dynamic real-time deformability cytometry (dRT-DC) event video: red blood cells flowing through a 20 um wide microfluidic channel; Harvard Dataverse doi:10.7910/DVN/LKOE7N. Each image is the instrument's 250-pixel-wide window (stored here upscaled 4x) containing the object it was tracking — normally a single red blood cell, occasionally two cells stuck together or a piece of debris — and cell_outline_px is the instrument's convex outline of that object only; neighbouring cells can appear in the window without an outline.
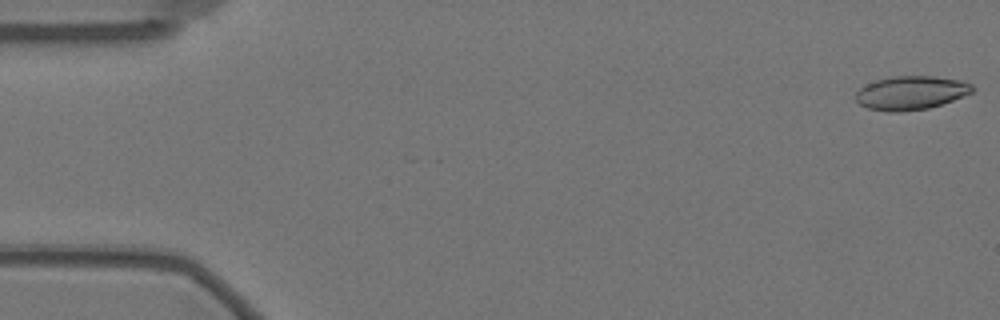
{"species": "Egyptian fruit bat (a non-hibernating species)", "species_latin": "Rousettus aegyptiacus", "temperature_condition": "warm", "stored_images_in_passage": 3, "camera_frame_rate_fps": 3000, "um_per_image_px": 0.085, "animal": {"sex": "female"}, "frame": {"image": 1, "passage_image": 1, "time_ms": 0.0, "image_size_px": [1000, 320], "cell_outline_px": [[976, 88], [972, 92], [964, 96], [928, 108], [900, 112], [888, 112], [868, 108], [860, 104], [856, 100], [856, 92], [860, 88], [876, 80], [896, 76], [932, 76], [960, 80], [972, 84]], "centroid_in_image_um": [77.45, 7.89], "position_along_channel_um": 7.6, "area_um2": 22.77}}